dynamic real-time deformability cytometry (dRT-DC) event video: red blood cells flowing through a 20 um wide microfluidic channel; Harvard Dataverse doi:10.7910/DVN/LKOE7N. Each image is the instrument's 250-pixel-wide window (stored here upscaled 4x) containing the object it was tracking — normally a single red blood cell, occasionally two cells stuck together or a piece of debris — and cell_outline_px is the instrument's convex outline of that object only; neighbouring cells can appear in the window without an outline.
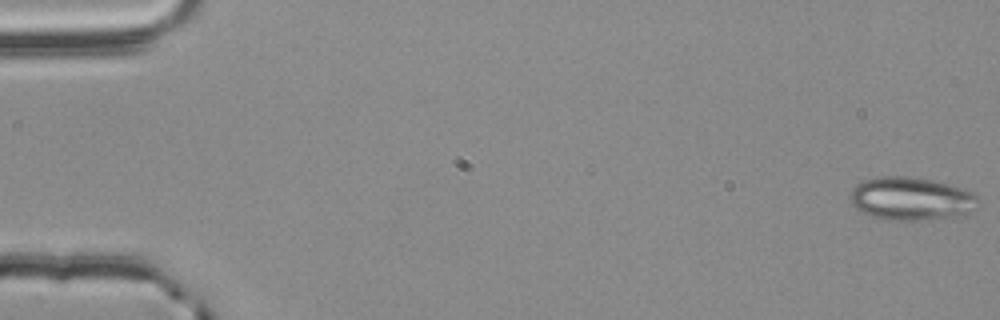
{"species": "common noctule bat (a hibernating species)", "species_latin": "Nyctalus noctula", "temperature_condition": "room temperature", "stored_images_in_passage": 56, "camera_frame_rate_fps": 3000, "um_per_image_px": 0.085, "animal": {"sex": "male", "body_mass_g": 20.4}, "frame": {"image": 1, "passage_image": 1, "time_ms": 0.0, "image_size_px": [1000, 320], "cell_outline_px": [[980, 208], [956, 216], [924, 220], [888, 220], [872, 216], [856, 208], [852, 204], [848, 196], [852, 188], [856, 184], [864, 180], [880, 176], [908, 176], [932, 180], [960, 188], [972, 192], [980, 196]], "centroid_in_image_um": [77.47, 16.89], "position_along_channel_um": 7.5, "area_um2": 32.43}}
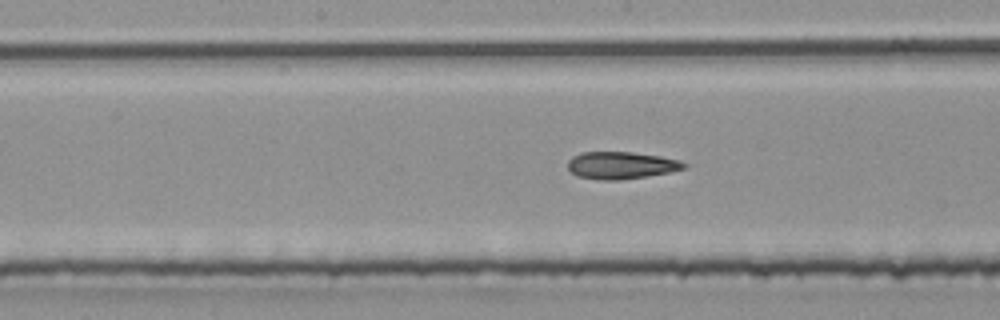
{"frame": {"image": 2, "passage_image": 29, "time_ms": 9.333, "image_size_px": [1000, 320], "cell_outline_px": [[688, 164], [684, 168], [672, 172], [648, 176], [620, 180], [600, 180], [576, 176], [568, 168], [568, 160], [572, 156], [580, 152], [632, 152], [660, 156], [680, 160]], "centroid_in_image_um": [52.8, 14.05], "position_along_channel_um": 195.4, "area_um2": 18.61}}
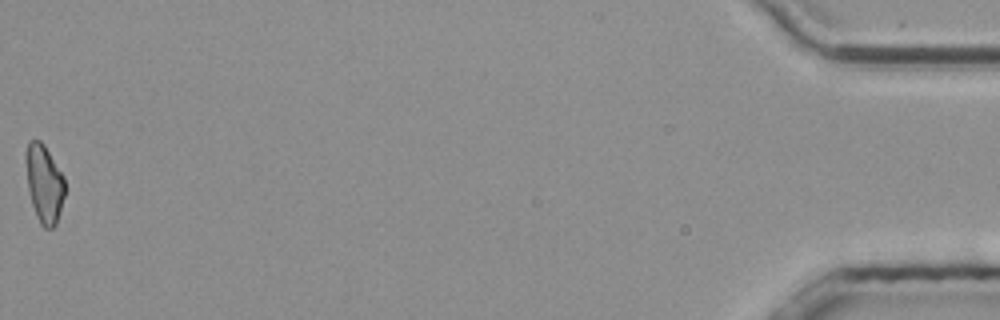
{"frame": {"image": 3, "passage_image": 56, "time_ms": 18.333, "image_size_px": [1000, 320], "cell_outline_px": [[64, 196], [56, 224], [52, 228], [44, 228], [40, 224], [36, 216], [32, 204], [28, 188], [24, 160], [24, 156], [28, 140], [40, 140], [44, 144], [64, 176]], "centroid_in_image_um": [3.73, 15.57], "position_along_channel_um": 431.5, "area_um2": 17.86}, "authors_computed_cell_mechanics": {"area_um2": 18.496, "velocity_mm_per_s": 3.7942, "shape_relaxation_time_tau1_ms": null, "shape_relaxation_time_tau2_ms": 6.0011, "deformation_change_tau1": null, "deformation_change_tau2": 0.157}}